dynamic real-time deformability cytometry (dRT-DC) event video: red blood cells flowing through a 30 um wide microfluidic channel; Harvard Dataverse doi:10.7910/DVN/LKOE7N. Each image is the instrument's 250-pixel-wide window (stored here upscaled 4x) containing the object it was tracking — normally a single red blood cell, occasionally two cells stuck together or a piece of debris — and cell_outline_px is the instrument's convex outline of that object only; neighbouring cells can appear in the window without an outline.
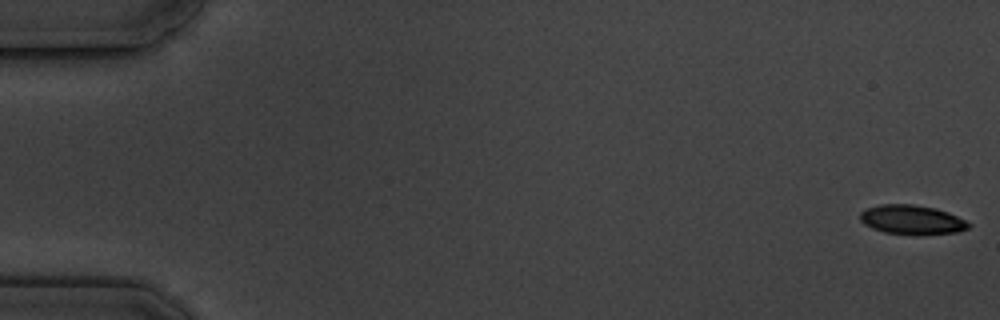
{"species": "common noctule bat (a hibernating species)", "species_latin": "Nyctalus noctula", "temperature_condition": "cold", "stored_images_in_passage": 7, "camera_frame_rate_fps": 3000, "um_per_image_px": 0.085, "animal": {"sex": "male", "body_mass_g": 19.5, "forearm_length_mm": 54.6}, "frame": {"image": 1, "passage_image": 1, "time_ms": 0.0, "image_size_px": [1000, 320], "cell_outline_px": [[972, 224], [968, 228], [956, 232], [916, 236], [884, 232], [872, 228], [864, 224], [860, 220], [860, 212], [864, 208], [880, 204], [912, 204], [936, 208], [948, 212]], "centroid_in_image_um": [77.48, 18.68], "position_along_channel_um": 7.5, "area_um2": 18.84}}
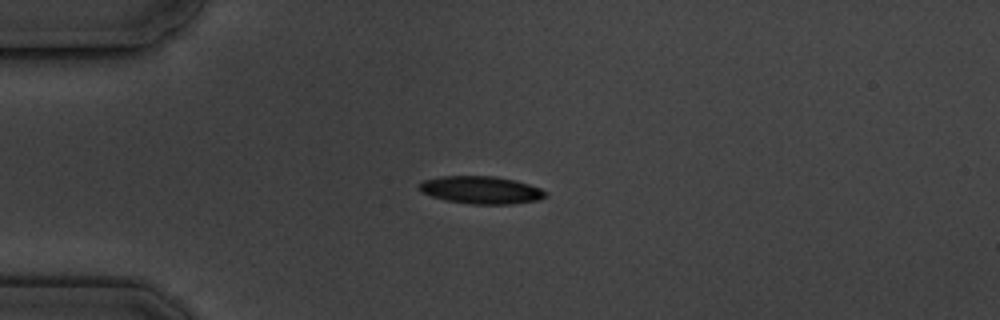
{"frame": {"image": 2, "passage_image": 5, "time_ms": 4.667, "image_size_px": [1000, 320], "cell_outline_px": [[548, 192], [544, 196], [536, 200], [512, 204], [472, 204], [444, 200], [420, 192], [416, 188], [416, 184], [424, 180], [444, 176], [496, 176], [528, 184], [540, 188]], "centroid_in_image_um": [40.81, 16.15], "position_along_channel_um": 44.2, "area_um2": 20.29}}